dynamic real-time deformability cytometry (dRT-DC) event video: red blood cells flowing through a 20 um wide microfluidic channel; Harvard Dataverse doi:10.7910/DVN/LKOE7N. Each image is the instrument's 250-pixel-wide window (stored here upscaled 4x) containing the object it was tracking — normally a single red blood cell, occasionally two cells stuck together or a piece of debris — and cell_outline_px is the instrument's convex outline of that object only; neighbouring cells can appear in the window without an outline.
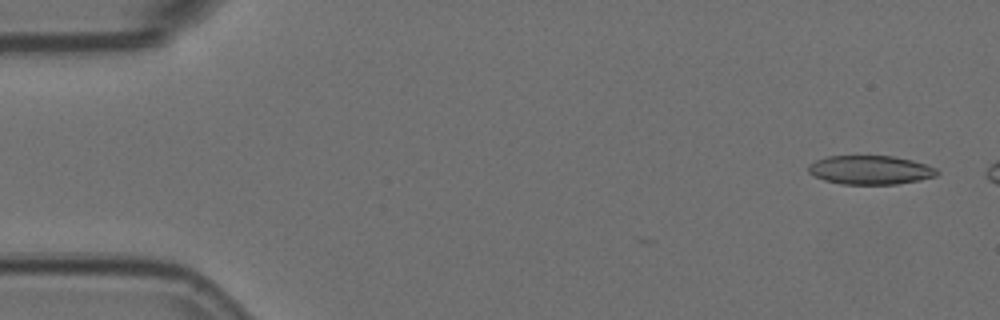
{"species": "Egyptian fruit bat (a non-hibernating species)", "species_latin": "Rousettus aegyptiacus", "temperature_condition": "room temperature", "stored_images_in_passage": 13, "camera_frame_rate_fps": 3000, "um_per_image_px": 0.085, "animal": {"sex": "female"}, "frame": {"image": 1, "passage_image": 1, "time_ms": 0.0, "image_size_px": [1000, 320], "cell_outline_px": [[940, 172], [936, 176], [920, 180], [896, 184], [840, 184], [824, 180], [808, 172], [808, 164], [816, 160], [828, 156], [892, 156], [912, 160], [936, 168]], "centroid_in_image_um": [73.97, 14.45], "position_along_channel_um": 11.0, "area_um2": 21.62}}